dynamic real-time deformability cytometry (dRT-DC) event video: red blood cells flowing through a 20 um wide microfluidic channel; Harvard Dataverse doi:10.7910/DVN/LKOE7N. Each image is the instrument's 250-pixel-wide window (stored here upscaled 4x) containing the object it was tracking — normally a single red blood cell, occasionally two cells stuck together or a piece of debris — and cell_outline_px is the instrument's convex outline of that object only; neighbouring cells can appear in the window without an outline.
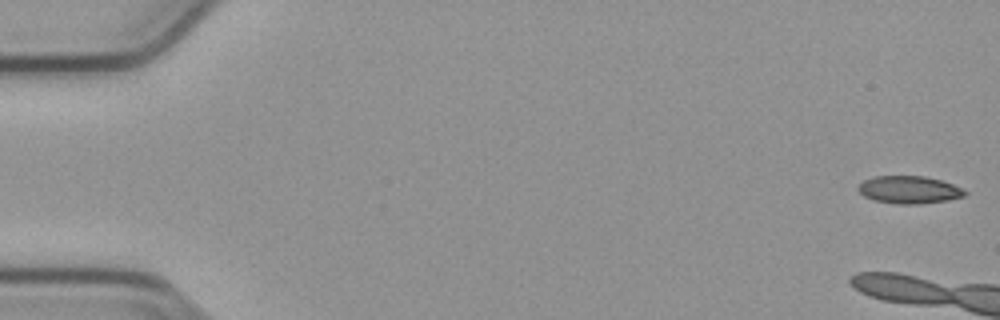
{"species": "common noctule bat (a hibernating species)", "species_latin": "Nyctalus noctula", "temperature_condition": "cold", "stored_images_in_passage": 9, "camera_frame_rate_fps": 3000, "um_per_image_px": 0.085, "animal": {"sex": "male", "body_mass_g": 23.1, "forearm_length_mm": 52.7}, "frame": {"image": 1, "passage_image": 1, "time_ms": 0.0, "image_size_px": [1000, 320], "cell_outline_px": [[968, 192], [964, 196], [948, 200], [920, 204], [896, 204], [872, 200], [864, 196], [856, 188], [864, 180], [872, 176], [924, 176], [940, 180], [952, 184]], "centroid_in_image_um": [77.24, 16.13], "position_along_channel_um": 7.8, "area_um2": 17.17}}